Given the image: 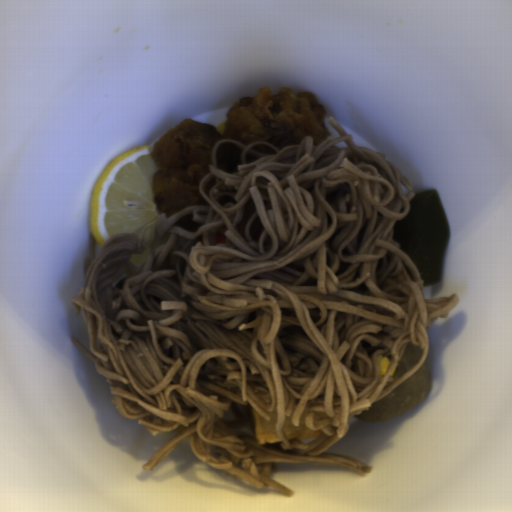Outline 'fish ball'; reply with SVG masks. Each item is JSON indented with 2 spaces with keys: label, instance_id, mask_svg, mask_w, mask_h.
<instances>
[{
  "label": "fish ball",
  "instance_id": "obj_1",
  "mask_svg": "<svg viewBox=\"0 0 512 512\" xmlns=\"http://www.w3.org/2000/svg\"><path fill=\"white\" fill-rule=\"evenodd\" d=\"M250 413L255 429L258 446L262 444H271L282 442L275 427L278 414H270V419L264 418L250 406Z\"/></svg>",
  "mask_w": 512,
  "mask_h": 512
},
{
  "label": "fish ball",
  "instance_id": "obj_2",
  "mask_svg": "<svg viewBox=\"0 0 512 512\" xmlns=\"http://www.w3.org/2000/svg\"><path fill=\"white\" fill-rule=\"evenodd\" d=\"M306 411H303L298 418V425L295 426L292 418L284 415L283 435L288 441H311L322 436V430H312L305 427Z\"/></svg>",
  "mask_w": 512,
  "mask_h": 512
}]
</instances>
